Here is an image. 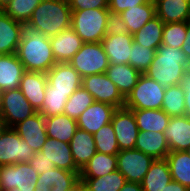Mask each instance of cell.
I'll list each match as a JSON object with an SVG mask.
<instances>
[{"label":"cell","mask_w":190,"mask_h":191,"mask_svg":"<svg viewBox=\"0 0 190 191\" xmlns=\"http://www.w3.org/2000/svg\"><path fill=\"white\" fill-rule=\"evenodd\" d=\"M16 55L25 71L47 73L57 62L49 37L25 27Z\"/></svg>","instance_id":"6da1fadb"},{"label":"cell","mask_w":190,"mask_h":191,"mask_svg":"<svg viewBox=\"0 0 190 191\" xmlns=\"http://www.w3.org/2000/svg\"><path fill=\"white\" fill-rule=\"evenodd\" d=\"M71 14L68 0H42L25 27L51 37L71 27Z\"/></svg>","instance_id":"7a4b0ae2"},{"label":"cell","mask_w":190,"mask_h":191,"mask_svg":"<svg viewBox=\"0 0 190 191\" xmlns=\"http://www.w3.org/2000/svg\"><path fill=\"white\" fill-rule=\"evenodd\" d=\"M186 63L187 56L181 49L161 44L145 75L160 83L164 88L179 85L186 75Z\"/></svg>","instance_id":"3957f363"},{"label":"cell","mask_w":190,"mask_h":191,"mask_svg":"<svg viewBox=\"0 0 190 191\" xmlns=\"http://www.w3.org/2000/svg\"><path fill=\"white\" fill-rule=\"evenodd\" d=\"M109 9L72 11L71 28L84 43L101 42L106 36Z\"/></svg>","instance_id":"277c9868"},{"label":"cell","mask_w":190,"mask_h":191,"mask_svg":"<svg viewBox=\"0 0 190 191\" xmlns=\"http://www.w3.org/2000/svg\"><path fill=\"white\" fill-rule=\"evenodd\" d=\"M166 88L154 79L141 74L137 84L125 98L128 109H161Z\"/></svg>","instance_id":"5b68a950"},{"label":"cell","mask_w":190,"mask_h":191,"mask_svg":"<svg viewBox=\"0 0 190 191\" xmlns=\"http://www.w3.org/2000/svg\"><path fill=\"white\" fill-rule=\"evenodd\" d=\"M84 78L89 75L106 73L108 57L101 42L83 43L80 50L68 62Z\"/></svg>","instance_id":"8992f818"},{"label":"cell","mask_w":190,"mask_h":191,"mask_svg":"<svg viewBox=\"0 0 190 191\" xmlns=\"http://www.w3.org/2000/svg\"><path fill=\"white\" fill-rule=\"evenodd\" d=\"M35 151L24 141L13 127L0 134V166L28 162Z\"/></svg>","instance_id":"52a82bcc"},{"label":"cell","mask_w":190,"mask_h":191,"mask_svg":"<svg viewBox=\"0 0 190 191\" xmlns=\"http://www.w3.org/2000/svg\"><path fill=\"white\" fill-rule=\"evenodd\" d=\"M36 112L19 88L2 92L0 114L7 127H13Z\"/></svg>","instance_id":"ba28073f"},{"label":"cell","mask_w":190,"mask_h":191,"mask_svg":"<svg viewBox=\"0 0 190 191\" xmlns=\"http://www.w3.org/2000/svg\"><path fill=\"white\" fill-rule=\"evenodd\" d=\"M154 160L152 156L136 149L121 150L117 154V170L127 182L141 183Z\"/></svg>","instance_id":"9c48e42d"},{"label":"cell","mask_w":190,"mask_h":191,"mask_svg":"<svg viewBox=\"0 0 190 191\" xmlns=\"http://www.w3.org/2000/svg\"><path fill=\"white\" fill-rule=\"evenodd\" d=\"M81 86L94 97L95 101L107 103L116 108H121L125 105V98L106 73L82 78Z\"/></svg>","instance_id":"30bf717a"},{"label":"cell","mask_w":190,"mask_h":191,"mask_svg":"<svg viewBox=\"0 0 190 191\" xmlns=\"http://www.w3.org/2000/svg\"><path fill=\"white\" fill-rule=\"evenodd\" d=\"M38 176L28 162L0 166V191L36 187Z\"/></svg>","instance_id":"8fae6325"},{"label":"cell","mask_w":190,"mask_h":191,"mask_svg":"<svg viewBox=\"0 0 190 191\" xmlns=\"http://www.w3.org/2000/svg\"><path fill=\"white\" fill-rule=\"evenodd\" d=\"M111 123L120 151L134 149L139 129L133 111L126 107L117 108Z\"/></svg>","instance_id":"7c38bea8"},{"label":"cell","mask_w":190,"mask_h":191,"mask_svg":"<svg viewBox=\"0 0 190 191\" xmlns=\"http://www.w3.org/2000/svg\"><path fill=\"white\" fill-rule=\"evenodd\" d=\"M13 129L35 152L42 149L48 138L45 117L40 112H36L31 117L17 123Z\"/></svg>","instance_id":"4fadbf2b"},{"label":"cell","mask_w":190,"mask_h":191,"mask_svg":"<svg viewBox=\"0 0 190 191\" xmlns=\"http://www.w3.org/2000/svg\"><path fill=\"white\" fill-rule=\"evenodd\" d=\"M117 108L103 102L94 101L77 119L78 129L95 134L105 124L111 122Z\"/></svg>","instance_id":"5bb4252c"},{"label":"cell","mask_w":190,"mask_h":191,"mask_svg":"<svg viewBox=\"0 0 190 191\" xmlns=\"http://www.w3.org/2000/svg\"><path fill=\"white\" fill-rule=\"evenodd\" d=\"M46 76L52 91L74 92L81 87L82 78L69 63H56Z\"/></svg>","instance_id":"9a60e30c"},{"label":"cell","mask_w":190,"mask_h":191,"mask_svg":"<svg viewBox=\"0 0 190 191\" xmlns=\"http://www.w3.org/2000/svg\"><path fill=\"white\" fill-rule=\"evenodd\" d=\"M79 174L55 167L39 174L35 191H67L80 180Z\"/></svg>","instance_id":"2e32d148"},{"label":"cell","mask_w":190,"mask_h":191,"mask_svg":"<svg viewBox=\"0 0 190 191\" xmlns=\"http://www.w3.org/2000/svg\"><path fill=\"white\" fill-rule=\"evenodd\" d=\"M49 41L57 63H68L84 43L71 27L49 37Z\"/></svg>","instance_id":"e0dca14e"},{"label":"cell","mask_w":190,"mask_h":191,"mask_svg":"<svg viewBox=\"0 0 190 191\" xmlns=\"http://www.w3.org/2000/svg\"><path fill=\"white\" fill-rule=\"evenodd\" d=\"M46 86L47 76L43 72L25 71L21 78L19 89L37 112L42 107Z\"/></svg>","instance_id":"ac0fdd59"},{"label":"cell","mask_w":190,"mask_h":191,"mask_svg":"<svg viewBox=\"0 0 190 191\" xmlns=\"http://www.w3.org/2000/svg\"><path fill=\"white\" fill-rule=\"evenodd\" d=\"M25 25L0 10V55L16 54Z\"/></svg>","instance_id":"d6986e66"},{"label":"cell","mask_w":190,"mask_h":191,"mask_svg":"<svg viewBox=\"0 0 190 191\" xmlns=\"http://www.w3.org/2000/svg\"><path fill=\"white\" fill-rule=\"evenodd\" d=\"M109 64H129L133 35L129 33L105 36L101 41Z\"/></svg>","instance_id":"ffe728a7"},{"label":"cell","mask_w":190,"mask_h":191,"mask_svg":"<svg viewBox=\"0 0 190 191\" xmlns=\"http://www.w3.org/2000/svg\"><path fill=\"white\" fill-rule=\"evenodd\" d=\"M164 135L170 152L186 151L190 147V118L185 115L171 117Z\"/></svg>","instance_id":"44dd1931"},{"label":"cell","mask_w":190,"mask_h":191,"mask_svg":"<svg viewBox=\"0 0 190 191\" xmlns=\"http://www.w3.org/2000/svg\"><path fill=\"white\" fill-rule=\"evenodd\" d=\"M40 151L55 167L67 171H80L74 163L69 143L48 137Z\"/></svg>","instance_id":"7402d4cb"},{"label":"cell","mask_w":190,"mask_h":191,"mask_svg":"<svg viewBox=\"0 0 190 191\" xmlns=\"http://www.w3.org/2000/svg\"><path fill=\"white\" fill-rule=\"evenodd\" d=\"M134 149L139 150L154 159H166L170 153L169 145L164 133L152 131L138 132Z\"/></svg>","instance_id":"603a6c76"},{"label":"cell","mask_w":190,"mask_h":191,"mask_svg":"<svg viewBox=\"0 0 190 191\" xmlns=\"http://www.w3.org/2000/svg\"><path fill=\"white\" fill-rule=\"evenodd\" d=\"M69 145L74 163L80 171L97 152L93 134L81 129L75 131Z\"/></svg>","instance_id":"cb8c5ba5"},{"label":"cell","mask_w":190,"mask_h":191,"mask_svg":"<svg viewBox=\"0 0 190 191\" xmlns=\"http://www.w3.org/2000/svg\"><path fill=\"white\" fill-rule=\"evenodd\" d=\"M24 72L16 54L0 55V90L18 89Z\"/></svg>","instance_id":"d4e9b609"},{"label":"cell","mask_w":190,"mask_h":191,"mask_svg":"<svg viewBox=\"0 0 190 191\" xmlns=\"http://www.w3.org/2000/svg\"><path fill=\"white\" fill-rule=\"evenodd\" d=\"M156 15L163 23L187 22L190 20L189 0H153Z\"/></svg>","instance_id":"484cf974"},{"label":"cell","mask_w":190,"mask_h":191,"mask_svg":"<svg viewBox=\"0 0 190 191\" xmlns=\"http://www.w3.org/2000/svg\"><path fill=\"white\" fill-rule=\"evenodd\" d=\"M106 75L117 86L124 98L132 91L141 75L129 64H109Z\"/></svg>","instance_id":"4316f807"},{"label":"cell","mask_w":190,"mask_h":191,"mask_svg":"<svg viewBox=\"0 0 190 191\" xmlns=\"http://www.w3.org/2000/svg\"><path fill=\"white\" fill-rule=\"evenodd\" d=\"M171 181L168 161L166 159H155L144 176L141 186L143 191H163Z\"/></svg>","instance_id":"83f0119b"},{"label":"cell","mask_w":190,"mask_h":191,"mask_svg":"<svg viewBox=\"0 0 190 191\" xmlns=\"http://www.w3.org/2000/svg\"><path fill=\"white\" fill-rule=\"evenodd\" d=\"M140 131H152L164 133L170 116L162 109H131Z\"/></svg>","instance_id":"f1b7e54d"},{"label":"cell","mask_w":190,"mask_h":191,"mask_svg":"<svg viewBox=\"0 0 190 191\" xmlns=\"http://www.w3.org/2000/svg\"><path fill=\"white\" fill-rule=\"evenodd\" d=\"M46 133L49 138L69 143L78 129L77 120L66 114L45 118Z\"/></svg>","instance_id":"f546056e"},{"label":"cell","mask_w":190,"mask_h":191,"mask_svg":"<svg viewBox=\"0 0 190 191\" xmlns=\"http://www.w3.org/2000/svg\"><path fill=\"white\" fill-rule=\"evenodd\" d=\"M120 15L128 27L129 34L134 35L156 16L154 1L149 0L147 3L124 10Z\"/></svg>","instance_id":"4dcf8cb0"},{"label":"cell","mask_w":190,"mask_h":191,"mask_svg":"<svg viewBox=\"0 0 190 191\" xmlns=\"http://www.w3.org/2000/svg\"><path fill=\"white\" fill-rule=\"evenodd\" d=\"M117 170V155L96 152L81 169L80 178H97Z\"/></svg>","instance_id":"1f68e13d"},{"label":"cell","mask_w":190,"mask_h":191,"mask_svg":"<svg viewBox=\"0 0 190 191\" xmlns=\"http://www.w3.org/2000/svg\"><path fill=\"white\" fill-rule=\"evenodd\" d=\"M164 25L165 23L156 15L133 35V40L139 45L156 51L162 43Z\"/></svg>","instance_id":"d6a6232c"},{"label":"cell","mask_w":190,"mask_h":191,"mask_svg":"<svg viewBox=\"0 0 190 191\" xmlns=\"http://www.w3.org/2000/svg\"><path fill=\"white\" fill-rule=\"evenodd\" d=\"M166 160L168 161L171 177L190 190V156L186 151H172Z\"/></svg>","instance_id":"836d02e7"},{"label":"cell","mask_w":190,"mask_h":191,"mask_svg":"<svg viewBox=\"0 0 190 191\" xmlns=\"http://www.w3.org/2000/svg\"><path fill=\"white\" fill-rule=\"evenodd\" d=\"M87 191H119L127 182L118 170L97 178H80Z\"/></svg>","instance_id":"e575fe53"},{"label":"cell","mask_w":190,"mask_h":191,"mask_svg":"<svg viewBox=\"0 0 190 191\" xmlns=\"http://www.w3.org/2000/svg\"><path fill=\"white\" fill-rule=\"evenodd\" d=\"M73 92L52 91V87L47 84L45 98L40 112L45 118L63 114L65 104Z\"/></svg>","instance_id":"d590c367"},{"label":"cell","mask_w":190,"mask_h":191,"mask_svg":"<svg viewBox=\"0 0 190 191\" xmlns=\"http://www.w3.org/2000/svg\"><path fill=\"white\" fill-rule=\"evenodd\" d=\"M185 92L181 85L169 86L166 88L162 110L170 117L183 116L185 112Z\"/></svg>","instance_id":"8d00e7d4"},{"label":"cell","mask_w":190,"mask_h":191,"mask_svg":"<svg viewBox=\"0 0 190 191\" xmlns=\"http://www.w3.org/2000/svg\"><path fill=\"white\" fill-rule=\"evenodd\" d=\"M94 101V97L81 86L68 98L63 114L77 120Z\"/></svg>","instance_id":"74e56055"},{"label":"cell","mask_w":190,"mask_h":191,"mask_svg":"<svg viewBox=\"0 0 190 191\" xmlns=\"http://www.w3.org/2000/svg\"><path fill=\"white\" fill-rule=\"evenodd\" d=\"M97 152L117 155L120 152L112 123L109 122L93 134Z\"/></svg>","instance_id":"f35d334b"},{"label":"cell","mask_w":190,"mask_h":191,"mask_svg":"<svg viewBox=\"0 0 190 191\" xmlns=\"http://www.w3.org/2000/svg\"><path fill=\"white\" fill-rule=\"evenodd\" d=\"M41 2L42 0H12L3 11L14 21L26 26L33 11Z\"/></svg>","instance_id":"ab89813d"},{"label":"cell","mask_w":190,"mask_h":191,"mask_svg":"<svg viewBox=\"0 0 190 191\" xmlns=\"http://www.w3.org/2000/svg\"><path fill=\"white\" fill-rule=\"evenodd\" d=\"M187 34V22L165 23L162 45L181 49Z\"/></svg>","instance_id":"60d3db41"},{"label":"cell","mask_w":190,"mask_h":191,"mask_svg":"<svg viewBox=\"0 0 190 191\" xmlns=\"http://www.w3.org/2000/svg\"><path fill=\"white\" fill-rule=\"evenodd\" d=\"M155 52L156 51L154 49L139 45L133 40L129 65H131L141 74H145L151 65V62L153 61Z\"/></svg>","instance_id":"b9f144b4"},{"label":"cell","mask_w":190,"mask_h":191,"mask_svg":"<svg viewBox=\"0 0 190 191\" xmlns=\"http://www.w3.org/2000/svg\"><path fill=\"white\" fill-rule=\"evenodd\" d=\"M129 33L128 27L118 13H109L106 25V36Z\"/></svg>","instance_id":"7bdbcfd3"},{"label":"cell","mask_w":190,"mask_h":191,"mask_svg":"<svg viewBox=\"0 0 190 191\" xmlns=\"http://www.w3.org/2000/svg\"><path fill=\"white\" fill-rule=\"evenodd\" d=\"M71 11L108 9V0H68Z\"/></svg>","instance_id":"ee69618b"},{"label":"cell","mask_w":190,"mask_h":191,"mask_svg":"<svg viewBox=\"0 0 190 191\" xmlns=\"http://www.w3.org/2000/svg\"><path fill=\"white\" fill-rule=\"evenodd\" d=\"M28 163L33 167L35 172H38V174H42L55 168L54 163L48 160L41 151L35 152V155L28 161Z\"/></svg>","instance_id":"f6af8a7d"},{"label":"cell","mask_w":190,"mask_h":191,"mask_svg":"<svg viewBox=\"0 0 190 191\" xmlns=\"http://www.w3.org/2000/svg\"><path fill=\"white\" fill-rule=\"evenodd\" d=\"M149 0H108V9L112 13L120 14L124 10L147 3Z\"/></svg>","instance_id":"bcb514c9"},{"label":"cell","mask_w":190,"mask_h":191,"mask_svg":"<svg viewBox=\"0 0 190 191\" xmlns=\"http://www.w3.org/2000/svg\"><path fill=\"white\" fill-rule=\"evenodd\" d=\"M181 87L185 92V112L184 115L190 118V75H185V77L181 80Z\"/></svg>","instance_id":"7dc6e473"},{"label":"cell","mask_w":190,"mask_h":191,"mask_svg":"<svg viewBox=\"0 0 190 191\" xmlns=\"http://www.w3.org/2000/svg\"><path fill=\"white\" fill-rule=\"evenodd\" d=\"M181 50L186 54L187 58L190 57V20L187 21L186 39L181 47Z\"/></svg>","instance_id":"c3c4849f"},{"label":"cell","mask_w":190,"mask_h":191,"mask_svg":"<svg viewBox=\"0 0 190 191\" xmlns=\"http://www.w3.org/2000/svg\"><path fill=\"white\" fill-rule=\"evenodd\" d=\"M163 191H190L188 188L184 187L180 183L176 181H171L164 189Z\"/></svg>","instance_id":"681fc988"},{"label":"cell","mask_w":190,"mask_h":191,"mask_svg":"<svg viewBox=\"0 0 190 191\" xmlns=\"http://www.w3.org/2000/svg\"><path fill=\"white\" fill-rule=\"evenodd\" d=\"M119 191H143L141 183L126 182Z\"/></svg>","instance_id":"f907efd6"},{"label":"cell","mask_w":190,"mask_h":191,"mask_svg":"<svg viewBox=\"0 0 190 191\" xmlns=\"http://www.w3.org/2000/svg\"><path fill=\"white\" fill-rule=\"evenodd\" d=\"M67 191H87L85 184L79 180L73 187Z\"/></svg>","instance_id":"816d5d0a"},{"label":"cell","mask_w":190,"mask_h":191,"mask_svg":"<svg viewBox=\"0 0 190 191\" xmlns=\"http://www.w3.org/2000/svg\"><path fill=\"white\" fill-rule=\"evenodd\" d=\"M11 2L12 0H0V10L3 11Z\"/></svg>","instance_id":"f5cc1de1"},{"label":"cell","mask_w":190,"mask_h":191,"mask_svg":"<svg viewBox=\"0 0 190 191\" xmlns=\"http://www.w3.org/2000/svg\"><path fill=\"white\" fill-rule=\"evenodd\" d=\"M7 128L4 118L0 114V134Z\"/></svg>","instance_id":"db71d44e"},{"label":"cell","mask_w":190,"mask_h":191,"mask_svg":"<svg viewBox=\"0 0 190 191\" xmlns=\"http://www.w3.org/2000/svg\"><path fill=\"white\" fill-rule=\"evenodd\" d=\"M35 186H33L32 184H30V186H28V188H23L21 190L19 189H13V190H10V191H35Z\"/></svg>","instance_id":"11a10c76"},{"label":"cell","mask_w":190,"mask_h":191,"mask_svg":"<svg viewBox=\"0 0 190 191\" xmlns=\"http://www.w3.org/2000/svg\"><path fill=\"white\" fill-rule=\"evenodd\" d=\"M185 73L190 75V57L187 58V63L185 65Z\"/></svg>","instance_id":"9f6ffc18"},{"label":"cell","mask_w":190,"mask_h":191,"mask_svg":"<svg viewBox=\"0 0 190 191\" xmlns=\"http://www.w3.org/2000/svg\"><path fill=\"white\" fill-rule=\"evenodd\" d=\"M2 90H0V110H1V100H2Z\"/></svg>","instance_id":"6f0895ef"},{"label":"cell","mask_w":190,"mask_h":191,"mask_svg":"<svg viewBox=\"0 0 190 191\" xmlns=\"http://www.w3.org/2000/svg\"><path fill=\"white\" fill-rule=\"evenodd\" d=\"M186 152L190 156V147L186 150Z\"/></svg>","instance_id":"680465c9"}]
</instances>
